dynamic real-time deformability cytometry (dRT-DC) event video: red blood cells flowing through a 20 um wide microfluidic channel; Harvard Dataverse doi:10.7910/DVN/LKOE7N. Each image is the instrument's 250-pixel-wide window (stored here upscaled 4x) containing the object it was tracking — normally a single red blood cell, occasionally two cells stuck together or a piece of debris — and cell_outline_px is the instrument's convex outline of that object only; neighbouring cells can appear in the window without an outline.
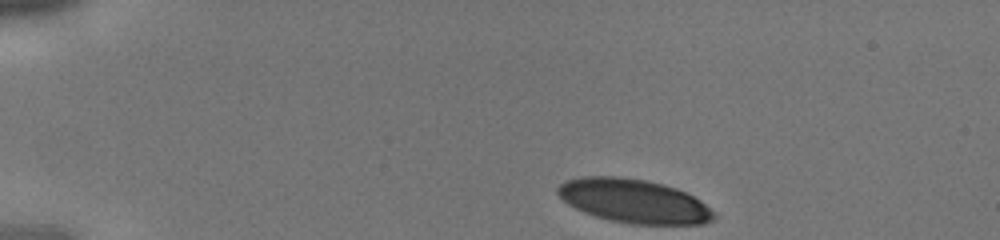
{"species": "human", "species_latin": "Homo sapiens", "temperature_condition": "cold", "stored_images_in_passage": 5, "camera_frame_rate_fps": 3000, "um_per_image_px": 0.085, "donor": {"sex": "male"}, "frame": {"image": 1, "passage_image": 1, "time_ms": 0.0, "image_size_px": [1000, 240], "cell_outline_px": [[716, 216], [712, 220], [704, 224], [632, 224], [608, 220], [584, 212], [568, 204], [556, 192], [556, 188], [560, 184], [568, 180], [584, 176], [620, 176], [644, 180], [676, 188], [700, 200], [716, 212]], "centroid_in_image_um": [53.88, 17.09], "position_along_channel_um": 31.1, "area_um2": 39.71}}
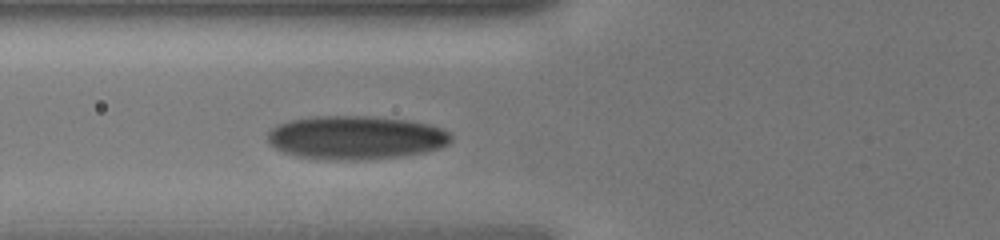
{"frame": {"image": 2, "passage_image": 5, "time_ms": 1.333, "image_size_px": [1000, 240], "cell_outline_px": [[452, 140], [448, 144], [440, 148], [424, 152], [400, 156], [352, 160], [296, 156], [284, 152], [268, 144], [268, 132], [276, 124], [288, 120], [316, 116], [368, 116], [408, 120], [428, 124], [444, 128], [452, 136]], "centroid_in_image_um": [30.25, 11.67], "position_along_channel_um": 95.6, "area_um2": 46.41}}